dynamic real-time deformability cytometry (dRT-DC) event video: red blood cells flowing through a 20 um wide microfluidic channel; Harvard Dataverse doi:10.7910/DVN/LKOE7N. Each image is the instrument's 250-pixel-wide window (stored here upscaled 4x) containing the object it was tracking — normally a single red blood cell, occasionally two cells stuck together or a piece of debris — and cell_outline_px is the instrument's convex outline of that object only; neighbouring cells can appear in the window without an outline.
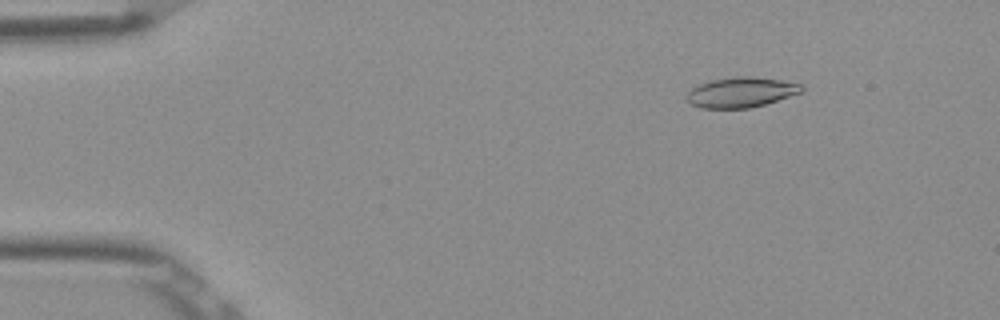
{"species": "Egyptian fruit bat (a non-hibernating species)", "species_latin": "Rousettus aegyptiacus", "temperature_condition": "room temperature", "stored_images_in_passage": 52, "camera_frame_rate_fps": 3000, "um_per_image_px": 0.085, "frame": {"image": 1, "passage_image": 7, "time_ms": 2.0, "image_size_px": [1000, 320], "cell_outline_px": [[804, 92], [764, 104], [748, 108], [700, 108], [692, 104], [688, 100], [688, 92], [692, 88], [700, 84], [712, 80], [736, 76], [752, 76], [780, 80], [800, 84], [804, 88]], "centroid_in_image_um": [63.02, 7.84], "position_along_channel_um": 22.0, "area_um2": 20.0}}
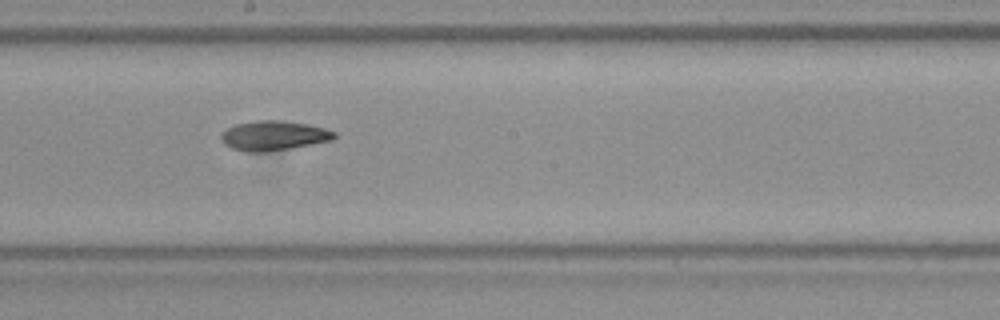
{"frame": {"image": 2, "passage_image": 29, "time_ms": 9.333, "image_size_px": [1000, 320], "cell_outline_px": [[336, 136], [332, 140], [292, 148], [264, 152], [248, 152], [232, 148], [224, 144], [220, 136], [228, 128], [236, 124], [256, 120], [284, 120], [308, 124], [324, 128], [336, 132]], "centroid_in_image_um": [23.28, 11.52], "position_along_channel_um": 224.9, "area_um2": 19.54}}
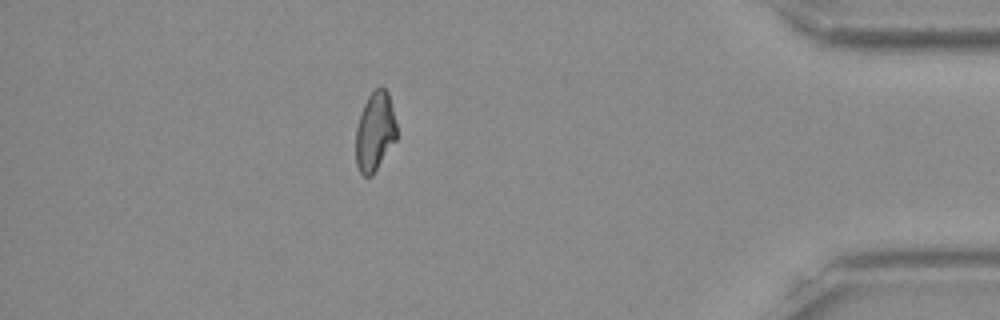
{"frame": {"image": 3, "passage_image": 46, "time_ms": 15.0, "image_size_px": [1000, 320], "cell_outline_px": [[396, 140], [372, 176], [364, 176], [360, 172], [356, 164], [356, 128], [360, 112], [368, 96], [380, 84], [388, 92], [396, 124]], "centroid_in_image_um": [31.86, 11.18], "position_along_channel_um": 403.3, "area_um2": 18.84}, "authors_computed_cell_mechanics": {"area_um2": 19.5364, "velocity_mm_per_s": 3.9, "shape_relaxation_time_tau1_ms": 6.7017, "shape_relaxation_time_tau2_ms": 5.7924, "deformation_change_tau1": 0.1822, "deformation_change_tau2": 0.1305}}